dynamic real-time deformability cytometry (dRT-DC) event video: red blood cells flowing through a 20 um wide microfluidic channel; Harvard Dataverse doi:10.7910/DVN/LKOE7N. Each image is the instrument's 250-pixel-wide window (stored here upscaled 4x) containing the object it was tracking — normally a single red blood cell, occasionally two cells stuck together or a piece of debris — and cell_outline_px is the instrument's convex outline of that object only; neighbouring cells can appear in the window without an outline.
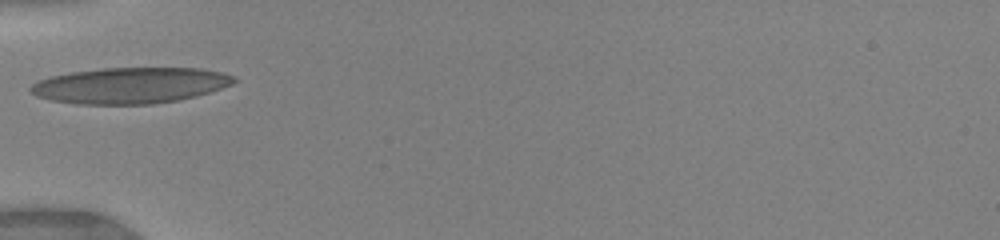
{"species": "human", "species_latin": "Homo sapiens", "temperature_condition": "warm", "stored_images_in_passage": 18, "camera_frame_rate_fps": 3000, "um_per_image_px": 0.085, "donor": {"sex": "female"}, "frame": {"image": 1, "passage_image": 1, "time_ms": 0.0, "image_size_px": [1000, 240], "cell_outline_px": [[236, 80], [232, 84], [196, 96], [180, 100], [152, 104], [76, 104], [52, 100], [36, 96], [28, 88], [32, 84], [40, 80], [52, 76], [72, 72], [104, 68], [200, 68], [220, 72], [236, 76]], "centroid_in_image_um": [11.08, 7.26], "position_along_channel_um": 73.9, "area_um2": 42.48}}